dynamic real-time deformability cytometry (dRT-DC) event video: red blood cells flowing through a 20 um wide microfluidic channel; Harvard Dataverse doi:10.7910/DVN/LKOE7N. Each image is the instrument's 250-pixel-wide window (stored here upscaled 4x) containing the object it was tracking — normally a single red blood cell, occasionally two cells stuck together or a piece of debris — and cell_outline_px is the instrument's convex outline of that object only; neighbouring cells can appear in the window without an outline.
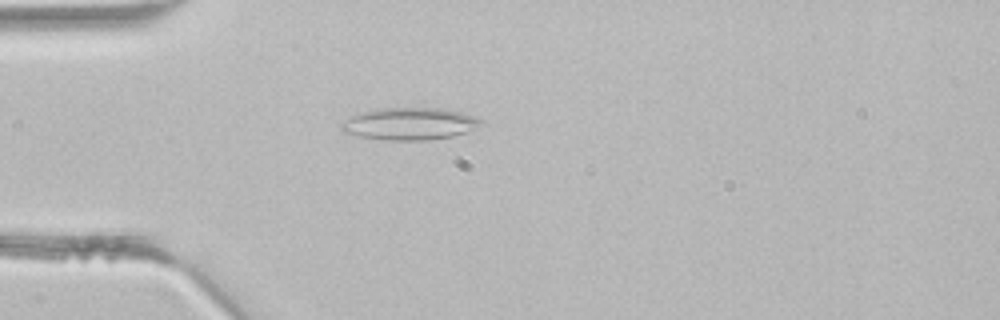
{"species": "common noctule bat (a hibernating species)", "species_latin": "Nyctalus noctula", "temperature_condition": "room temperature", "stored_images_in_passage": 37, "segment_of_instrument_passage": [1, 2], "camera_frame_rate_fps": 3000, "um_per_image_px": 0.085, "animal": {"sex": "male", "body_mass_g": 21.5, "forearm_length_mm": 52.0}, "frame": {"image": 1, "passage_image": 6, "time_ms": 1.667, "image_size_px": [1000, 320], "cell_outline_px": [[484, 124], [468, 132], [452, 136], [428, 140], [384, 140], [360, 136], [344, 132], [340, 128], [340, 124], [344, 120], [360, 112], [384, 108], [440, 108], [460, 112], [476, 116], [484, 120]], "centroid_in_image_um": [34.87, 10.52], "position_along_channel_um": 50.1, "area_um2": 26.3}}
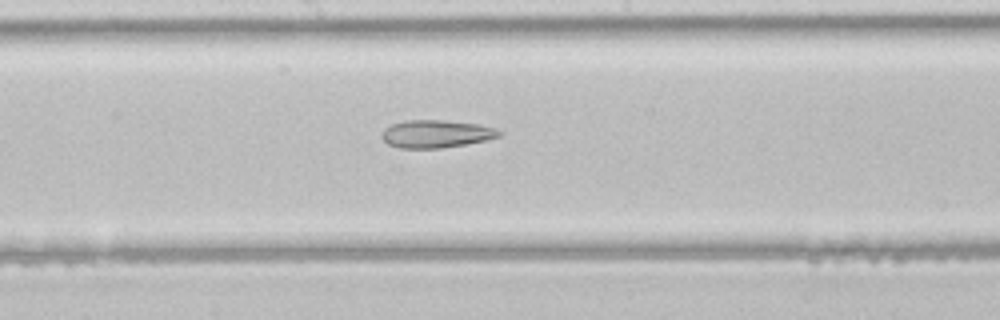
{"frame": {"image": 2, "passage_image": 17, "time_ms": 5.333, "image_size_px": [1000, 320], "cell_outline_px": [[504, 132], [500, 136], [488, 140], [440, 148], [400, 148], [388, 144], [380, 136], [384, 128], [392, 124], [404, 120], [444, 120], [480, 124], [496, 128]], "centroid_in_image_um": [37.09, 11.37], "position_along_channel_um": 211.1, "area_um2": 19.13}}
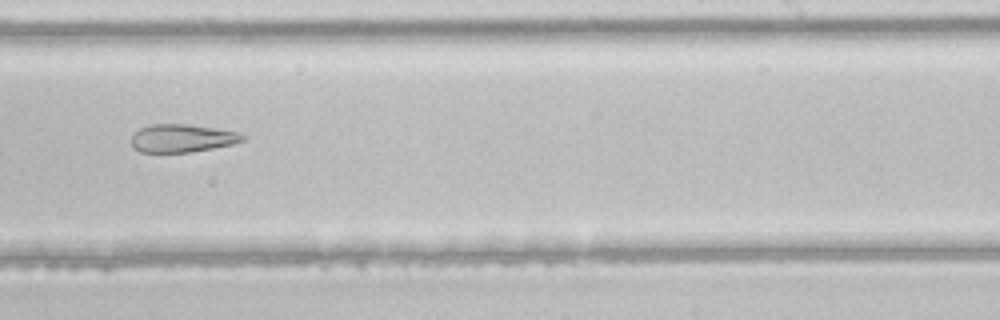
{"frame": {"image": 3, "passage_image": 21, "time_ms": 6.667, "image_size_px": [1000, 320], "cell_outline_px": [[244, 140], [232, 144], [212, 148], [188, 152], [140, 152], [132, 148], [132, 136], [140, 128], [148, 124], [188, 124], [240, 132], [244, 136]], "centroid_in_image_um": [15.46, 11.74], "position_along_channel_um": 273.5, "area_um2": 18.09}}